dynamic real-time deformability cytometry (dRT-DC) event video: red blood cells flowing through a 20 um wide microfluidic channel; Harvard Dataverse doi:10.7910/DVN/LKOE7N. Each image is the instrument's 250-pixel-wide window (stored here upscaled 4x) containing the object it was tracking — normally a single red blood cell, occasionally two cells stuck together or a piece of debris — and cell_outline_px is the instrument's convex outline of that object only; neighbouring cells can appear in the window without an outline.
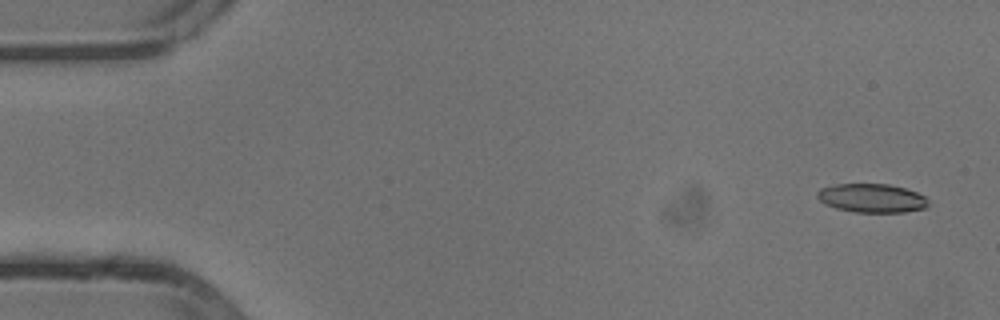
{"species": "common noctule bat (a hibernating species)", "species_latin": "Nyctalus noctula", "temperature_condition": "cold", "stored_images_in_passage": 16, "camera_frame_rate_fps": 3000, "um_per_image_px": 0.085, "animal": {"sex": "male", "body_mass_g": 13.3}, "frame": {"image": 1, "passage_image": 2, "time_ms": 0.333, "image_size_px": [1000, 320], "cell_outline_px": [[928, 204], [924, 208], [904, 212], [856, 212], [836, 208], [824, 204], [816, 196], [816, 192], [820, 188], [836, 184], [888, 184], [904, 188], [916, 192], [924, 196], [928, 200]], "centroid_in_image_um": [74.07, 16.84], "position_along_channel_um": 10.9, "area_um2": 18.55}}
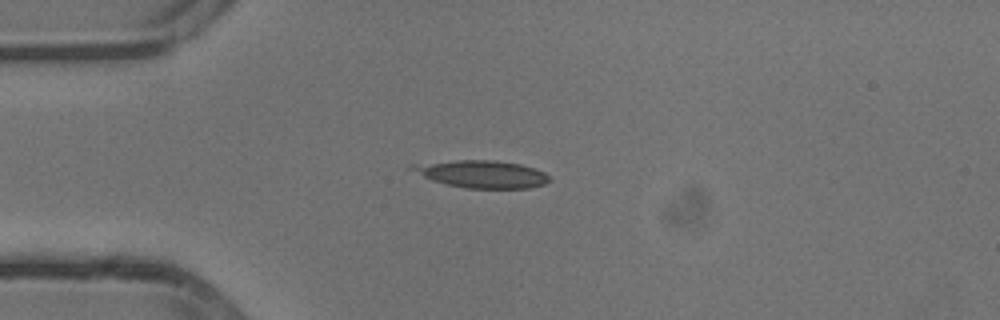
{"frame": {"image": 2, "passage_image": 13, "time_ms": 4.0, "image_size_px": [1000, 320], "cell_outline_px": [[552, 180], [544, 184], [528, 188], [468, 188], [448, 184], [432, 180], [408, 168], [408, 164], [456, 160], [496, 160], [520, 164], [544, 172]], "centroid_in_image_um": [40.95, 14.78], "position_along_channel_um": 44.1, "area_um2": 21.79}}